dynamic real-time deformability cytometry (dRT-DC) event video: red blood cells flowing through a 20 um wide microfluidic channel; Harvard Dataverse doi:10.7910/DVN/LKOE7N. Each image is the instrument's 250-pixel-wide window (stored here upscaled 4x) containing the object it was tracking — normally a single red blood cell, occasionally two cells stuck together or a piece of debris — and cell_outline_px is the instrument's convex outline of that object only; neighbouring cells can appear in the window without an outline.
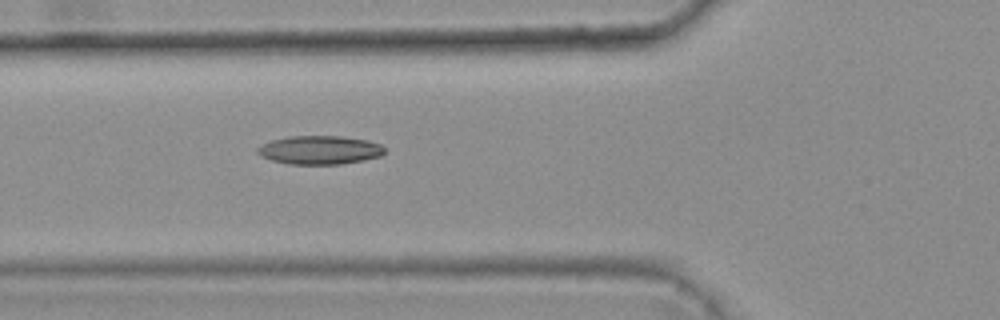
{"species": "common noctule bat (a hibernating species)", "species_latin": "Nyctalus noctula", "temperature_condition": "warm", "stored_images_in_passage": 2, "camera_frame_rate_fps": 3000, "um_per_image_px": 0.085, "animal": {"sex": "female", "body_mass_g": 25.1}, "frame": {"image": 1, "passage_image": 2, "time_ms": 0.333, "image_size_px": [1000, 320], "cell_outline_px": [[384, 152], [380, 156], [340, 164], [288, 164], [272, 160], [260, 156], [256, 152], [256, 148], [260, 144], [272, 140], [288, 136], [340, 136], [368, 140], [380, 144], [384, 148]], "centroid_in_image_um": [27.11, 12.74], "position_along_channel_um": 98.7, "area_um2": 21.15}}